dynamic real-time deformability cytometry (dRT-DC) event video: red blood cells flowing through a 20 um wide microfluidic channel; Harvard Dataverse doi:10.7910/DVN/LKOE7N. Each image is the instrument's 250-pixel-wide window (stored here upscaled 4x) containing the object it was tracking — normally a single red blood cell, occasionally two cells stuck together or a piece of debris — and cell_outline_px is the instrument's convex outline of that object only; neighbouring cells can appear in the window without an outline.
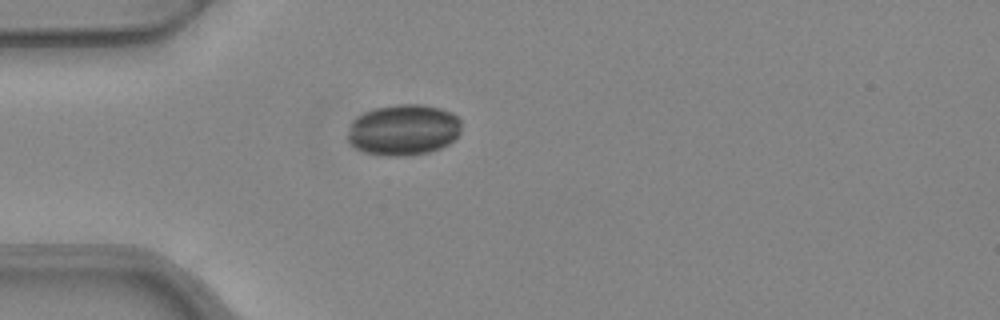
{"species": "common noctule bat (a hibernating species)", "species_latin": "Nyctalus noctula", "temperature_condition": "warm", "stored_images_in_passage": 29, "camera_frame_rate_fps": 3000, "um_per_image_px": 0.085, "animal": {"sex": "female", "body_mass_g": 24.6, "forearm_length_mm": 56.2}, "frame": {"image": 1, "passage_image": 1, "time_ms": 0.0, "image_size_px": [1000, 320], "cell_outline_px": [[460, 132], [448, 144], [440, 148], [428, 152], [408, 156], [384, 156], [364, 152], [356, 148], [348, 140], [348, 132], [352, 120], [356, 116], [364, 112], [376, 108], [396, 104], [420, 104], [440, 108], [452, 112], [460, 120]], "centroid_in_image_um": [34.28, 11.04], "position_along_channel_um": 50.7, "area_um2": 33.87}}
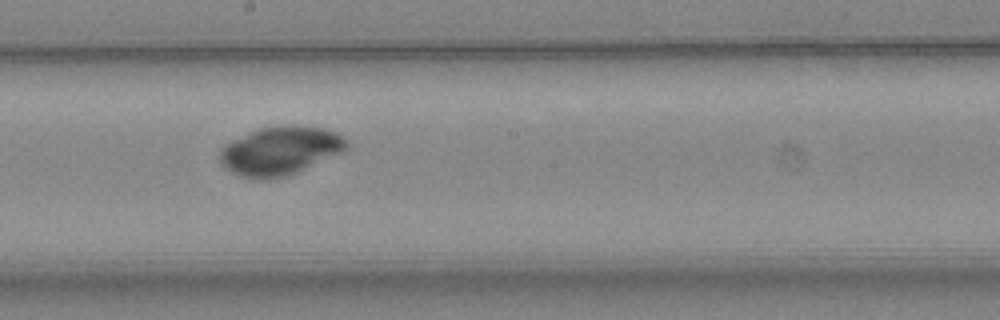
{"frame": {"image": 2, "passage_image": 15, "time_ms": 4.667, "image_size_px": [1000, 320], "cell_outline_px": [[348, 148], [340, 152], [296, 172], [284, 176], [268, 180], [256, 180], [240, 176], [224, 168], [220, 164], [220, 148], [224, 144], [232, 140], [260, 128], [324, 128], [336, 132], [344, 136], [348, 144]], "centroid_in_image_um": [23.75, 12.87], "position_along_channel_um": 224.5, "area_um2": 34.91}}
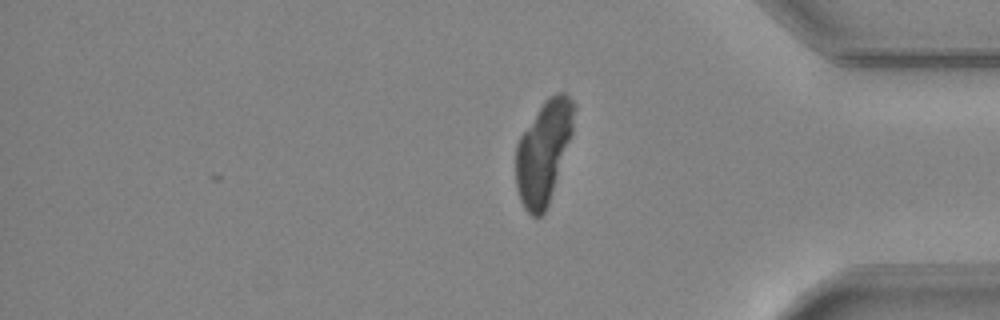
{"frame": {"image": 3, "passage_image": 29, "time_ms": 9.333, "image_size_px": [1000, 320], "cell_outline_px": [[576, 108], [572, 136], [548, 204], [544, 212], [540, 216], [532, 216], [524, 208], [520, 200], [516, 188], [516, 144], [520, 136], [544, 100], [548, 96], [556, 92], [564, 92], [576, 104]], "centroid_in_image_um": [46.21, 12.88], "position_along_channel_um": 389.0, "area_um2": 34.85}}